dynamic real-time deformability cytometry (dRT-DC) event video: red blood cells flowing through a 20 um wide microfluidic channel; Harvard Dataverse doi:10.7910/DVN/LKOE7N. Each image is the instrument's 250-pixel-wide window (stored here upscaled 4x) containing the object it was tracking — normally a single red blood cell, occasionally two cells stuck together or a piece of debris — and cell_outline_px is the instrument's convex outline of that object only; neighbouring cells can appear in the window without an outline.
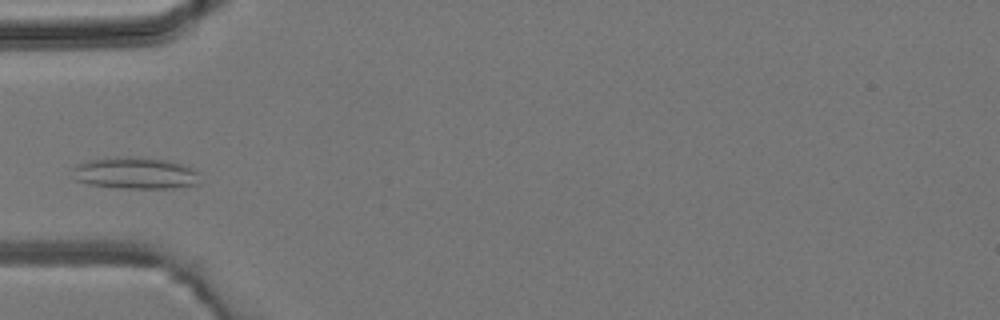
{"species": "common noctule bat (a hibernating species)", "species_latin": "Nyctalus noctula", "temperature_condition": "room temperature", "stored_images_in_passage": 3, "camera_frame_rate_fps": 3000, "um_per_image_px": 0.085, "animal": {"sex": "male", "body_mass_g": 19.2, "forearm_length_mm": 51.8}, "frame": {"image": 1, "passage_image": 3, "time_ms": 2.333, "image_size_px": [1000, 320], "cell_outline_px": [[200, 184], [172, 188], [120, 188], [88, 184], [76, 180], [72, 168], [76, 164], [88, 160], [116, 156], [132, 156], [172, 160], [184, 164], [192, 168], [196, 172]], "centroid_in_image_um": [11.5, 14.69], "position_along_channel_um": 73.5, "area_um2": 23.87}}